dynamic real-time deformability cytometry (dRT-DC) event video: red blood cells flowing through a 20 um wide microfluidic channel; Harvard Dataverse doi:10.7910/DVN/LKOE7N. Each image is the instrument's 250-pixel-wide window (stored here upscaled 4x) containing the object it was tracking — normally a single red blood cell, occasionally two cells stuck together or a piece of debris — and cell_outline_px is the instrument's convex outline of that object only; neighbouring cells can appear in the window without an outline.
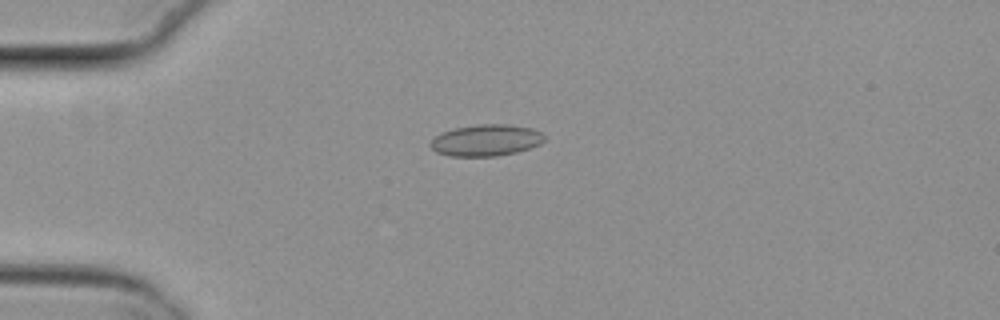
{"species": "common noctule bat (a hibernating species)", "species_latin": "Nyctalus noctula", "temperature_condition": "cold", "stored_images_in_passage": 21, "camera_frame_rate_fps": 3000, "um_per_image_px": 0.085, "animal": {"sex": "female", "body_mass_g": 29.2, "forearm_length_mm": 56.3}, "frame": {"image": 1, "passage_image": 1, "time_ms": 0.0, "image_size_px": [1000, 320], "cell_outline_px": [[544, 140], [540, 144], [516, 152], [496, 156], [448, 156], [436, 152], [428, 144], [440, 132], [456, 128], [480, 124], [508, 124], [532, 128], [540, 132], [544, 136]], "centroid_in_image_um": [41.29, 11.92], "position_along_channel_um": 43.7, "area_um2": 20.87}}
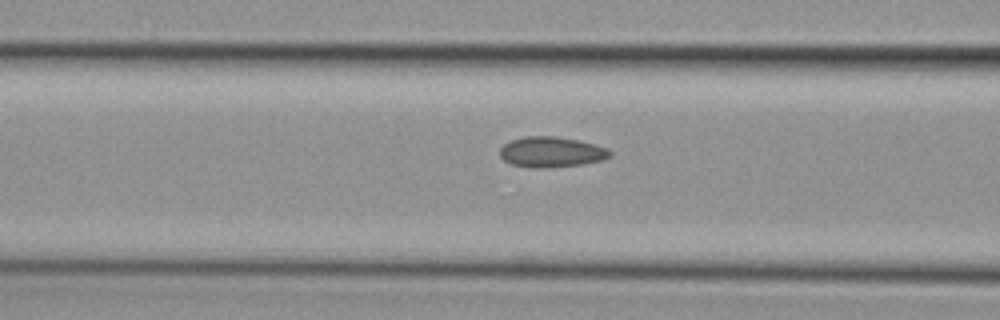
{"frame": {"image": 2, "passage_image": 9, "time_ms": 2.667, "image_size_px": [1000, 320], "cell_outline_px": [[612, 156], [604, 160], [584, 164], [544, 168], [528, 168], [512, 164], [504, 160], [500, 156], [500, 148], [504, 144], [512, 140], [524, 136], [556, 136], [580, 140], [596, 144], [608, 148], [612, 152]], "centroid_in_image_um": [46.91, 12.92], "position_along_channel_um": 119.7, "area_um2": 19.88}}
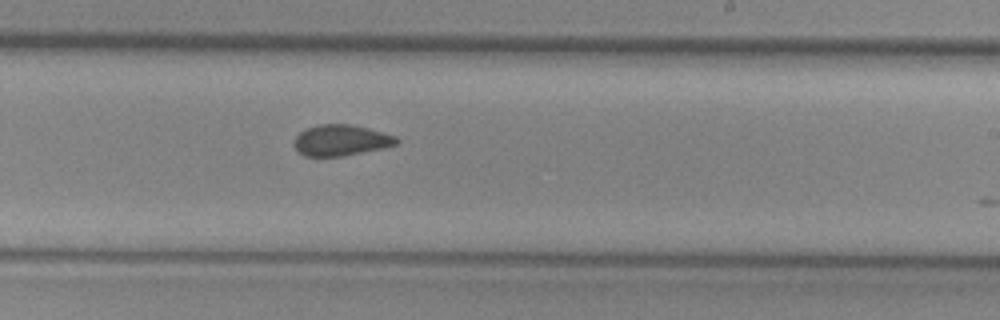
{"frame": {"image": 3, "passage_image": 20, "time_ms": 6.333, "image_size_px": [1000, 320], "cell_outline_px": [[400, 140], [396, 144], [384, 148], [344, 156], [304, 156], [292, 144], [296, 136], [300, 132], [308, 128], [320, 124], [352, 124], [368, 128], [396, 136]], "centroid_in_image_um": [28.99, 11.92], "position_along_channel_um": 260.0, "area_um2": 18.5}}